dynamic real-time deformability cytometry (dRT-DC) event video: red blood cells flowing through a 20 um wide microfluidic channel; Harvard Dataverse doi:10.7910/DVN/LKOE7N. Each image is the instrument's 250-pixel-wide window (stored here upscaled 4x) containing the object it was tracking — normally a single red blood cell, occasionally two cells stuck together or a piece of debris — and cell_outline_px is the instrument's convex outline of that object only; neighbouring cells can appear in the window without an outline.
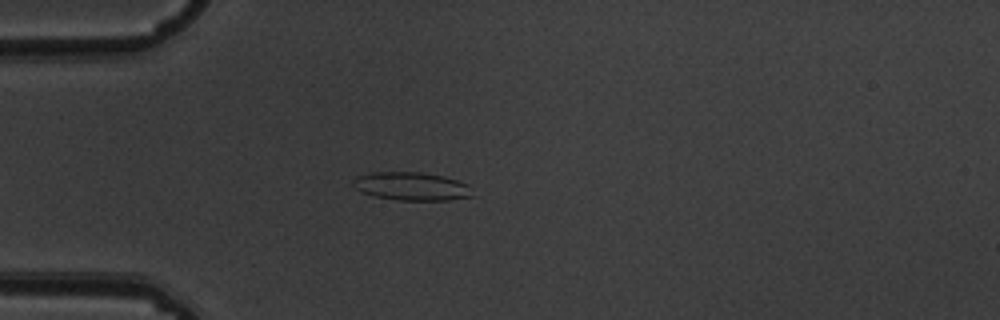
{"species": "common noctule bat (a hibernating species)", "species_latin": "Nyctalus noctula", "temperature_condition": "warm", "stored_images_in_passage": 5, "camera_frame_rate_fps": 3000, "um_per_image_px": 0.085, "animal": {"sex": "male", "body_mass_g": 19.5, "forearm_length_mm": 54.6}, "frame": {"image": 1, "passage_image": 3, "time_ms": 0.667, "image_size_px": [1000, 320], "cell_outline_px": [[476, 196], [448, 200], [396, 200], [372, 196], [356, 188], [352, 184], [352, 180], [356, 176], [372, 172], [420, 172], [444, 176], [468, 184]], "centroid_in_image_um": [35.0, 15.84], "position_along_channel_um": 50.0, "area_um2": 19.83}}